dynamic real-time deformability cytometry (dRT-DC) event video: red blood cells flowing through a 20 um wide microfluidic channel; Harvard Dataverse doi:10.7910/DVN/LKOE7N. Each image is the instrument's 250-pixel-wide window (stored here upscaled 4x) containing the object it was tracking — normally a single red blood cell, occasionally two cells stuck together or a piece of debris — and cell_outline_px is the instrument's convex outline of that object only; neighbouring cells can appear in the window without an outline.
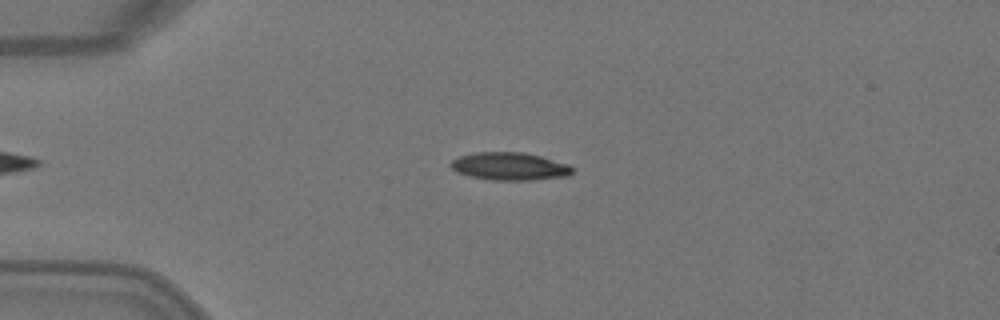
{"species": "Egyptian fruit bat (a non-hibernating species)", "species_latin": "Rousettus aegyptiacus", "temperature_condition": "warm", "stored_images_in_passage": 4, "camera_frame_rate_fps": 3000, "um_per_image_px": 0.085, "animal": {"sex": "female"}, "frame": {"image": 1, "passage_image": 2, "time_ms": 0.333, "image_size_px": [1000, 320], "cell_outline_px": [[572, 172], [568, 176], [532, 180], [492, 180], [468, 176], [456, 172], [448, 164], [452, 160], [460, 156], [472, 152], [524, 152], [540, 156], [568, 164], [572, 168]], "centroid_in_image_um": [43.27, 14.14], "position_along_channel_um": 41.7, "area_um2": 19.77}}